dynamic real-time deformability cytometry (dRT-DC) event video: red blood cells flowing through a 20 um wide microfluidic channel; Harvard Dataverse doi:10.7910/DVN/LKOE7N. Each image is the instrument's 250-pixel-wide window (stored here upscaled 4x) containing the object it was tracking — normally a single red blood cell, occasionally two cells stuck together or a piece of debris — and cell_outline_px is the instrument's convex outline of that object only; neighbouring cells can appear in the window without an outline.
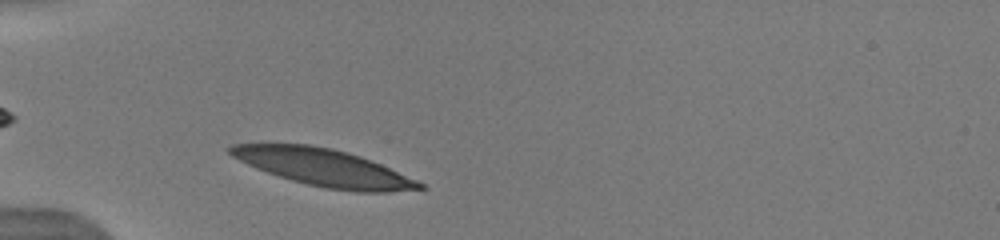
{"species": "human", "species_latin": "Homo sapiens", "temperature_condition": "warm", "stored_images_in_passage": 17, "camera_frame_rate_fps": 3000, "um_per_image_px": 0.085, "donor": {"sex": "male"}, "frame": {"image": 1, "passage_image": 1, "time_ms": 0.0, "image_size_px": [1000, 240], "cell_outline_px": [[428, 188], [388, 192], [356, 192], [328, 188], [308, 184], [292, 180], [256, 168], [232, 156], [228, 152], [228, 148], [232, 144], [308, 144], [332, 148], [348, 152], [360, 156], [380, 164], [416, 180], [424, 184]], "centroid_in_image_um": [27.53, 14.24], "position_along_channel_um": 57.5, "area_um2": 40.4}}